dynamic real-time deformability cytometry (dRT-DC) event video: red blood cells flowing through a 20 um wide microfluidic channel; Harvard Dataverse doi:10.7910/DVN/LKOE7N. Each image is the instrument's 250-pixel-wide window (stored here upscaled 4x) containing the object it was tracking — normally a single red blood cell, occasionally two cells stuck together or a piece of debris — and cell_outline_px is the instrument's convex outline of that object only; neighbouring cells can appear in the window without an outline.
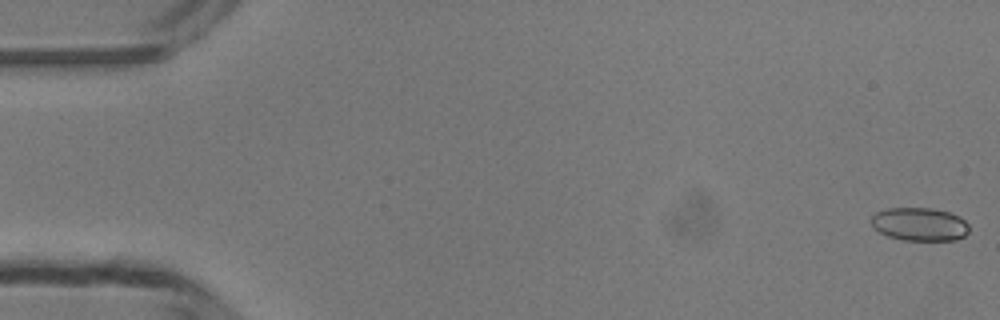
{"species": "common noctule bat (a hibernating species)", "species_latin": "Nyctalus noctula", "temperature_condition": "room temperature", "stored_images_in_passage": 24, "camera_frame_rate_fps": 3000, "um_per_image_px": 0.085, "animal": {"sex": "male", "body_mass_g": 13.3}, "frame": {"image": 1, "passage_image": 1, "time_ms": 0.0, "image_size_px": [1000, 320], "cell_outline_px": [[968, 232], [964, 236], [956, 240], [904, 240], [888, 236], [872, 228], [872, 216], [876, 212], [888, 208], [932, 208], [952, 212], [960, 216], [968, 224]], "centroid_in_image_um": [78.18, 19.05], "position_along_channel_um": 6.8, "area_um2": 19.07}}
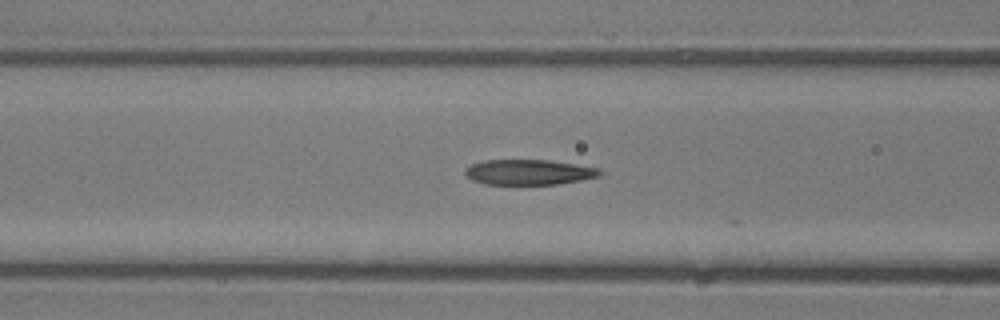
{"frame": {"image": 2, "passage_image": 20, "time_ms": 6.333, "image_size_px": [1000, 320], "cell_outline_px": [[604, 176], [556, 184], [484, 184], [472, 180], [464, 172], [464, 168], [472, 164], [484, 160], [548, 160], [596, 168], [604, 172]], "centroid_in_image_um": [44.95, 14.64], "position_along_channel_um": 121.7, "area_um2": 19.77}}
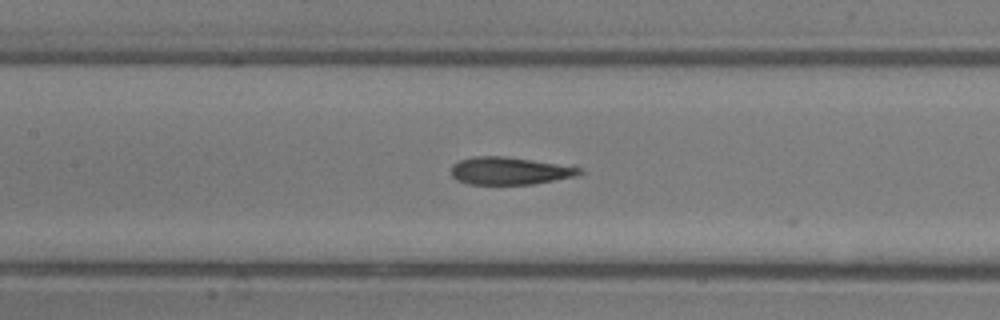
{"frame": {"image": 3, "passage_image": 23, "time_ms": 7.333, "image_size_px": [1000, 320], "cell_outline_px": [[584, 172], [572, 176], [532, 184], [468, 184], [456, 180], [452, 176], [452, 164], [460, 160], [472, 156], [504, 156], [576, 164]], "centroid_in_image_um": [43.38, 14.49], "position_along_channel_um": 164.0, "area_um2": 21.04}}